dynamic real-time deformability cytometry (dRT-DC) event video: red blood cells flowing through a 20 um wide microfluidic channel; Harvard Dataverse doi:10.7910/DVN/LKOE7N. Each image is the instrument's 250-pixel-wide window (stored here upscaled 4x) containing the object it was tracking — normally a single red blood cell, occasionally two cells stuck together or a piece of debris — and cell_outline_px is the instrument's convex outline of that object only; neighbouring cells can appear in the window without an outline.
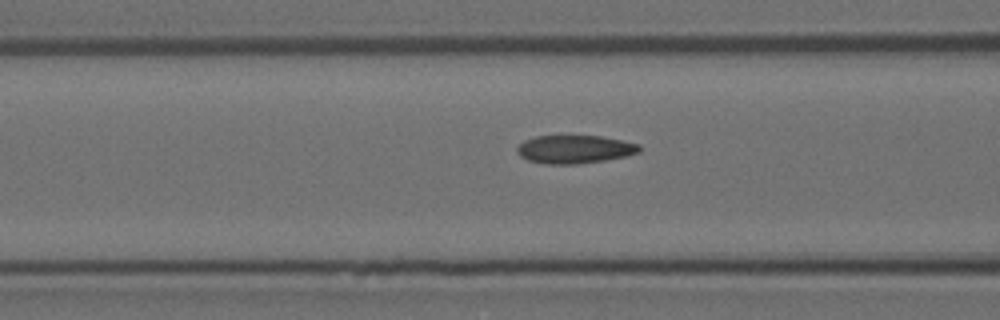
{"species": "Egyptian fruit bat (a non-hibernating species)", "species_latin": "Rousettus aegyptiacus", "temperature_condition": "room temperature", "stored_images_in_passage": 20, "camera_frame_rate_fps": 3000, "um_per_image_px": 0.085, "animal": {"sex": "female"}, "frame": {"image": 1, "passage_image": 18, "time_ms": 5.667, "image_size_px": [1000, 320], "cell_outline_px": [[640, 152], [624, 156], [604, 160], [576, 164], [544, 164], [528, 160], [520, 156], [516, 152], [516, 148], [524, 140], [536, 136], [600, 136], [640, 144]], "centroid_in_image_um": [48.81, 12.69], "position_along_channel_um": 117.8, "area_um2": 20.0}}